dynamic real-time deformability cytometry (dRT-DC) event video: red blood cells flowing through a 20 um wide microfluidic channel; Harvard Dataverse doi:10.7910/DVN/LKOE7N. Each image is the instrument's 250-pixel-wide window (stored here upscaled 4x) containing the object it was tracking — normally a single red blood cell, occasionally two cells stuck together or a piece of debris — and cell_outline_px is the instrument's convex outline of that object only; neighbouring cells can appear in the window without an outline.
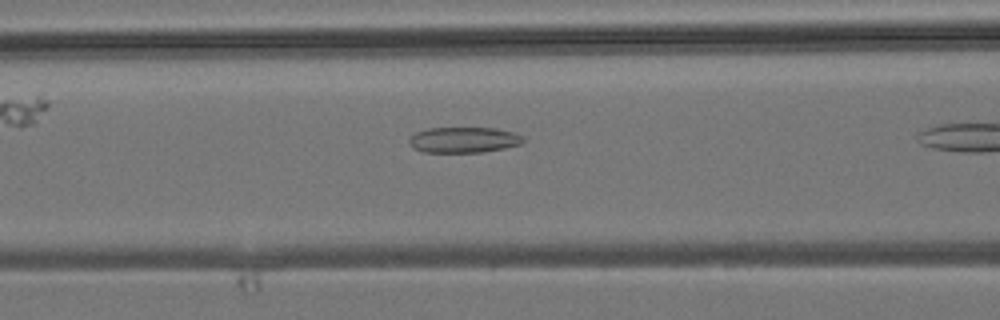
{"species": "common noctule bat (a hibernating species)", "species_latin": "Nyctalus noctula", "temperature_condition": "room temperature", "stored_images_in_passage": 5, "camera_frame_rate_fps": 3000, "um_per_image_px": 0.085, "animal": {"sex": "male", "body_mass_g": 19.2, "forearm_length_mm": 51.8}, "frame": {"image": 1, "passage_image": 4, "time_ms": 3.333, "image_size_px": [1000, 320], "cell_outline_px": [[524, 140], [520, 144], [504, 148], [484, 152], [424, 152], [412, 148], [408, 144], [408, 140], [416, 132], [428, 128], [496, 128], [512, 132], [524, 136]], "centroid_in_image_um": [39.4, 11.89], "position_along_channel_um": 127.2, "area_um2": 17.11}}